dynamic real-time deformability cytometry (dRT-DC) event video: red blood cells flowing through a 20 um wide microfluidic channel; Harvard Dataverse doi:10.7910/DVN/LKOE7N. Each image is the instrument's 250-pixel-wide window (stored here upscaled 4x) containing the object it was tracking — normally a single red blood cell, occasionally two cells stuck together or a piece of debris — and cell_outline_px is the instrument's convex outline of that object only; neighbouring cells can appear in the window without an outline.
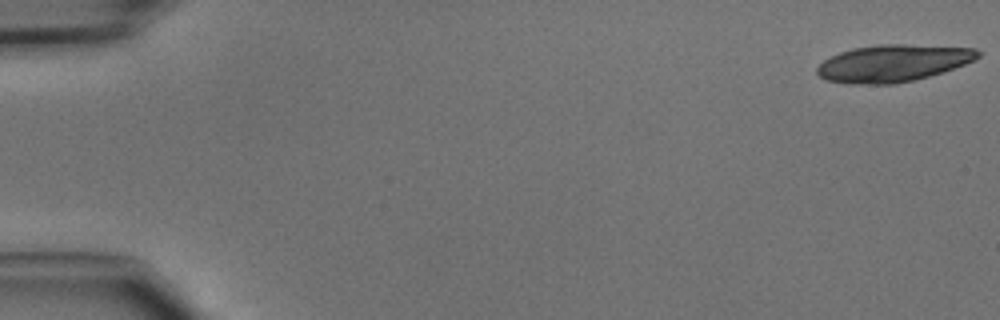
{"species": "common noctule bat (a hibernating species)", "species_latin": "Nyctalus noctula", "temperature_condition": "cold", "stored_images_in_passage": 17, "camera_frame_rate_fps": 3000, "um_per_image_px": 0.085, "animal": {"sex": "male", "body_mass_g": 15.6}, "frame": {"image": 1, "passage_image": 1, "time_ms": 0.0, "image_size_px": [1000, 320], "cell_outline_px": [[980, 56], [964, 64], [928, 76], [912, 80], [892, 84], [848, 84], [824, 80], [816, 72], [816, 68], [824, 60], [840, 52], [852, 48], [876, 44], [904, 44], [976, 48], [980, 52]], "centroid_in_image_um": [75.85, 5.37], "position_along_channel_um": 9.2, "area_um2": 34.56}}